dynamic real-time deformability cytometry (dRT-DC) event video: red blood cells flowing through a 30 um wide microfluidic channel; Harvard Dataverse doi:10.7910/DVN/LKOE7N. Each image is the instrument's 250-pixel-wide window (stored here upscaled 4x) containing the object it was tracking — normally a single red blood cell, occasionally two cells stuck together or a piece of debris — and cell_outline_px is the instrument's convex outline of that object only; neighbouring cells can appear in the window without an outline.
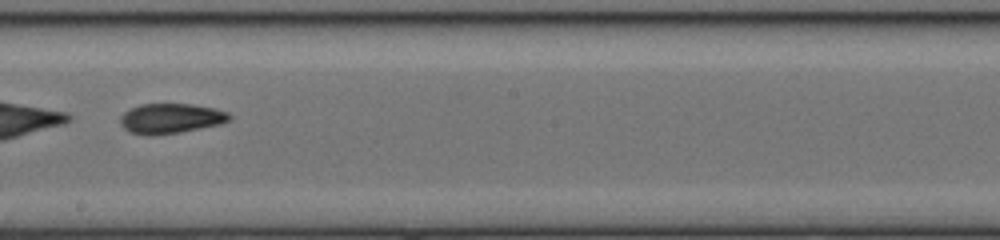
{"species": "common noctule bat (a hibernating species)", "species_latin": "Nyctalus noctula", "temperature_condition": "cold", "stored_images_in_passage": 51, "camera_frame_rate_fps": 3000, "um_per_image_px": 0.085, "animal": {"sex": "female", "body_mass_g": 17.0, "forearm_length_mm": 48.0}, "frame": {"image": 1, "passage_image": 30, "time_ms": 9.667, "image_size_px": [1000, 240], "cell_outline_px": [[232, 116], [228, 120], [220, 124], [180, 132], [152, 136], [148, 136], [132, 132], [124, 128], [120, 124], [120, 116], [128, 108], [140, 104], [192, 104], [212, 108], [228, 112]], "centroid_in_image_um": [14.47, 10.06], "position_along_channel_um": 233.7, "area_um2": 19.07}}
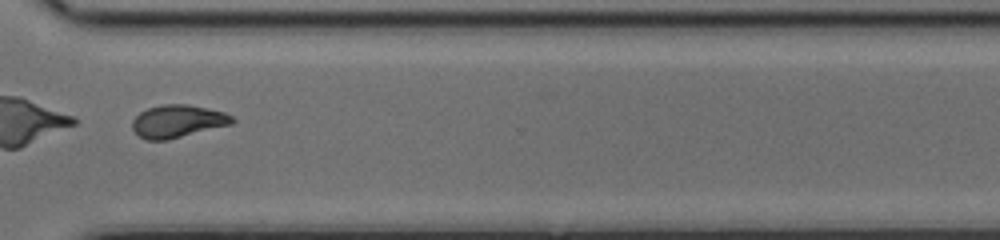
{"frame": {"image": 2, "passage_image": 39, "time_ms": 12.667, "image_size_px": [1000, 240], "cell_outline_px": [[236, 120], [232, 124], [168, 140], [148, 140], [140, 136], [132, 128], [132, 120], [140, 112], [148, 108], [160, 104], [188, 104], [224, 112], [232, 116]], "centroid_in_image_um": [15.11, 10.3], "position_along_channel_um": 355.5, "area_um2": 19.02}}